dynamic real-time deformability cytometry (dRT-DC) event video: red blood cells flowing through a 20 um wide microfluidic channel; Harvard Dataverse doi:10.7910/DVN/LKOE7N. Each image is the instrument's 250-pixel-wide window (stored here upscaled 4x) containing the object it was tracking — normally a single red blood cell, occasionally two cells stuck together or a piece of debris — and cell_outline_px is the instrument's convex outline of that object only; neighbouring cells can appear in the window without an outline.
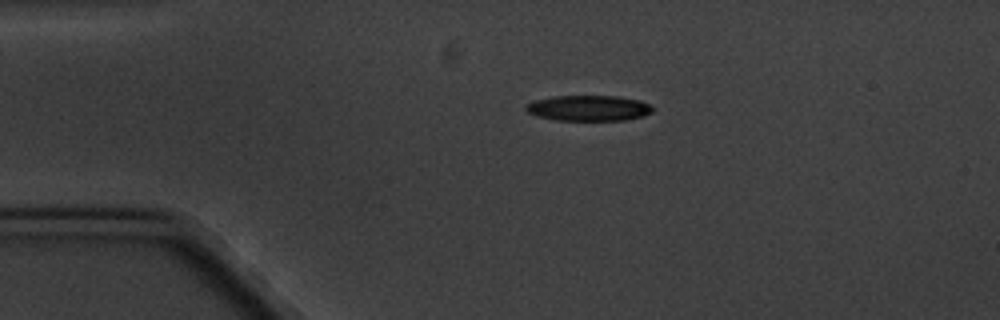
{"species": "common noctule bat (a hibernating species)", "species_latin": "Nyctalus noctula", "temperature_condition": "cold", "stored_images_in_passage": 3, "camera_frame_rate_fps": 3000, "um_per_image_px": 0.085, "animal": {"sex": "male", "body_mass_g": 20.1, "forearm_length_mm": 53.5}, "frame": {"image": 1, "passage_image": 1, "time_ms": 0.0, "image_size_px": [1000, 320], "cell_outline_px": [[656, 108], [652, 112], [644, 116], [624, 120], [556, 120], [536, 116], [528, 112], [524, 108], [524, 104], [536, 100], [552, 96], [616, 96], [640, 100], [652, 104]], "centroid_in_image_um": [50.06, 9.18], "position_along_channel_um": 34.9, "area_um2": 19.13}}
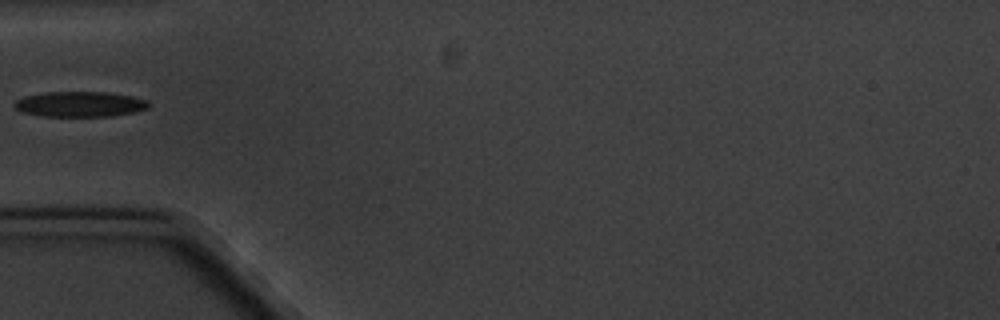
{"frame": {"image": 2, "passage_image": 3, "time_ms": 2.333, "image_size_px": [1000, 320], "cell_outline_px": [[152, 104], [148, 108], [136, 112], [112, 116], [40, 116], [20, 112], [12, 104], [16, 100], [24, 96], [48, 92], [104, 92], [132, 96], [148, 100]], "centroid_in_image_um": [6.81, 8.86], "position_along_channel_um": 78.2, "area_um2": 20.0}}